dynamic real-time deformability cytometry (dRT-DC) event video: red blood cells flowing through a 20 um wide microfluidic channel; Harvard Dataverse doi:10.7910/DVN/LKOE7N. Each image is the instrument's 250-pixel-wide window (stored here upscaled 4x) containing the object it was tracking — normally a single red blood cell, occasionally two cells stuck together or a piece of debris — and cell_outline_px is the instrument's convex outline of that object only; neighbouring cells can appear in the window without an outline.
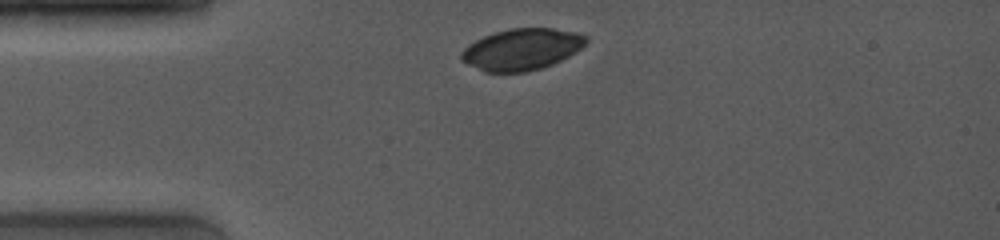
{"species": "common noctule bat (a hibernating species)", "species_latin": "Nyctalus noctula", "temperature_condition": "room temperature", "stored_images_in_passage": 2, "camera_frame_rate_fps": 4000, "um_per_image_px": 0.085, "animal": {"sex": "female", "body_mass_g": 19.0, "forearm_length_mm": 53.3}, "frame": {"image": 1, "passage_image": 1, "time_ms": 0.0, "image_size_px": [1000, 240], "cell_outline_px": [[588, 40], [580, 48], [568, 56], [552, 64], [528, 72], [484, 72], [460, 60], [460, 52], [468, 44], [492, 32], [508, 28], [552, 28], [576, 32], [588, 36]], "centroid_in_image_um": [44.31, 4.18], "position_along_channel_um": 40.7, "area_um2": 30.23}}